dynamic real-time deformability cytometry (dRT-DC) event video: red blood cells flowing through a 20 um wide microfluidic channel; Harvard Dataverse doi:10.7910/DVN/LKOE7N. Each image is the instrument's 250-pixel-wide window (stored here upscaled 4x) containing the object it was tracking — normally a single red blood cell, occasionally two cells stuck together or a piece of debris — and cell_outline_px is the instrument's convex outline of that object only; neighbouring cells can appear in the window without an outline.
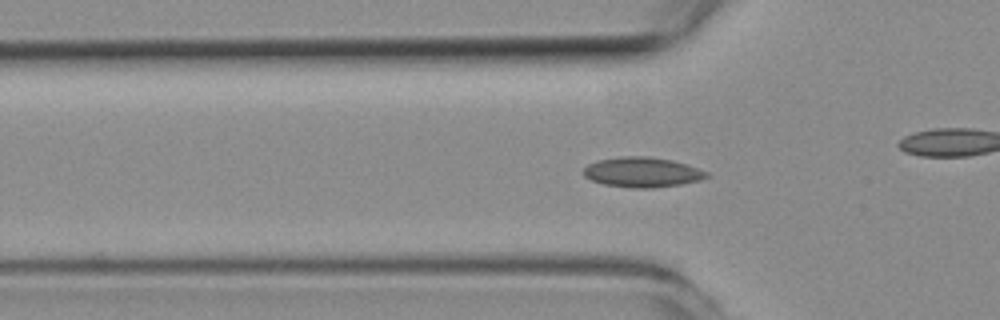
{"species": "common noctule bat (a hibernating species)", "species_latin": "Nyctalus noctula", "temperature_condition": "room temperature", "stored_images_in_passage": 52, "camera_frame_rate_fps": 3000, "um_per_image_px": 0.085, "animal": {"sex": "female", "body_mass_g": 19.3, "forearm_length_mm": 54.1}, "frame": {"image": 1, "passage_image": 16, "time_ms": 5.0, "image_size_px": [1000, 320], "cell_outline_px": [[708, 176], [700, 180], [680, 184], [652, 188], [632, 188], [604, 184], [592, 180], [584, 176], [584, 168], [588, 164], [596, 160], [624, 156], [648, 156], [672, 160], [688, 164], [708, 172]], "centroid_in_image_um": [54.59, 14.63], "position_along_channel_um": 71.2, "area_um2": 21.5}}
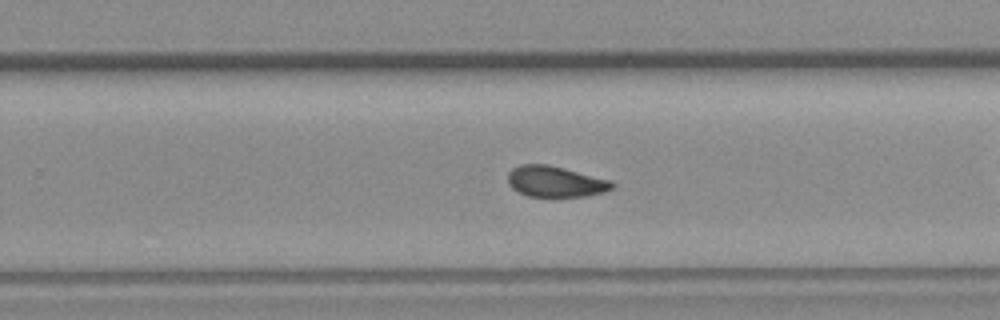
{"frame": {"image": 2, "passage_image": 32, "time_ms": 10.333, "image_size_px": [1000, 320], "cell_outline_px": [[616, 184], [612, 188], [604, 192], [584, 196], [556, 200], [552, 200], [528, 196], [512, 188], [508, 184], [508, 172], [512, 168], [520, 164], [548, 164], [612, 180]], "centroid_in_image_um": [47.21, 15.48], "position_along_channel_um": 282.6, "area_um2": 19.65}}
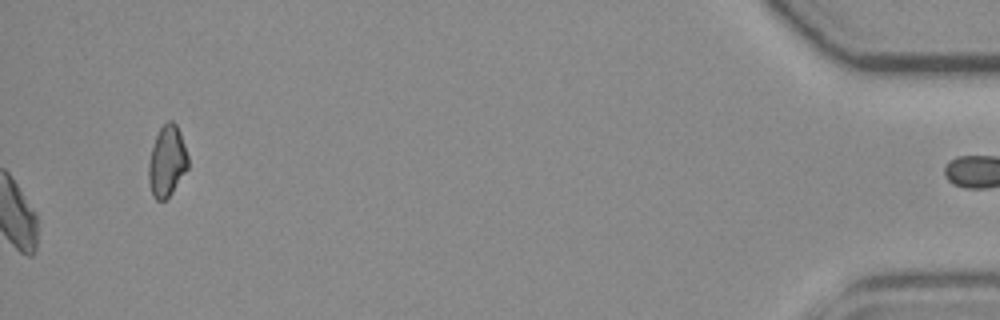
{"frame": {"image": 3, "passage_image": 52, "time_ms": 17.0, "image_size_px": [1000, 320], "cell_outline_px": [[188, 168], [172, 192], [164, 200], [156, 200], [152, 196], [148, 180], [148, 164], [152, 148], [156, 136], [160, 128], [168, 120], [172, 120], [176, 124], [180, 132], [188, 156]], "centroid_in_image_um": [14.19, 13.71], "position_along_channel_um": 421.0, "area_um2": 16.24}, "authors_computed_cell_mechanics": {"area_um2": 19.363, "velocity_mm_per_s": 3.9602, "shape_relaxation_time_tau1_ms": null, "shape_relaxation_time_tau2_ms": 3.22, "deformation_change_tau1": null, "deformation_change_tau2": 0.0756}}